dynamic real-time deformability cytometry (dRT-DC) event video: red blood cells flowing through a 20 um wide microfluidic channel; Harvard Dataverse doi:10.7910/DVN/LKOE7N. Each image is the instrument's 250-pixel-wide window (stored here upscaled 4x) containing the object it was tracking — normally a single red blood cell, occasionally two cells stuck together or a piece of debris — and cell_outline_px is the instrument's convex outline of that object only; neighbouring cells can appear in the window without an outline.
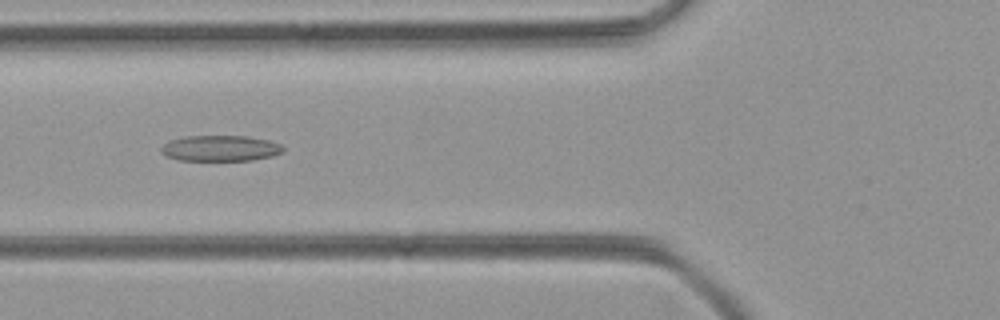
{"species": "common noctule bat (a hibernating species)", "species_latin": "Nyctalus noctula", "temperature_condition": "room temperature", "stored_images_in_passage": 40, "camera_frame_rate_fps": 3000, "um_per_image_px": 0.085, "animal": {"sex": "female", "body_mass_g": 21.9}, "frame": {"image": 1, "passage_image": 9, "time_ms": 2.667, "image_size_px": [1000, 320], "cell_outline_px": [[284, 152], [272, 156], [252, 160], [180, 160], [164, 156], [160, 152], [160, 148], [164, 144], [172, 140], [188, 136], [248, 136], [268, 140], [280, 144], [284, 148]], "centroid_in_image_um": [18.74, 12.61], "position_along_channel_um": 107.1, "area_um2": 18.32}}
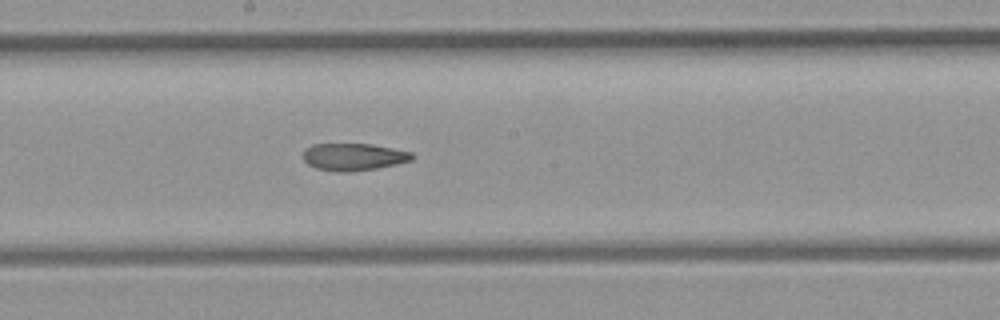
{"frame": {"image": 2, "passage_image": 17, "time_ms": 5.333, "image_size_px": [1000, 320], "cell_outline_px": [[416, 156], [412, 160], [396, 164], [376, 168], [352, 172], [336, 172], [316, 168], [308, 164], [304, 160], [304, 148], [312, 144], [372, 144], [412, 152]], "centroid_in_image_um": [30.06, 13.33], "position_along_channel_um": 218.1, "area_um2": 17.4}}
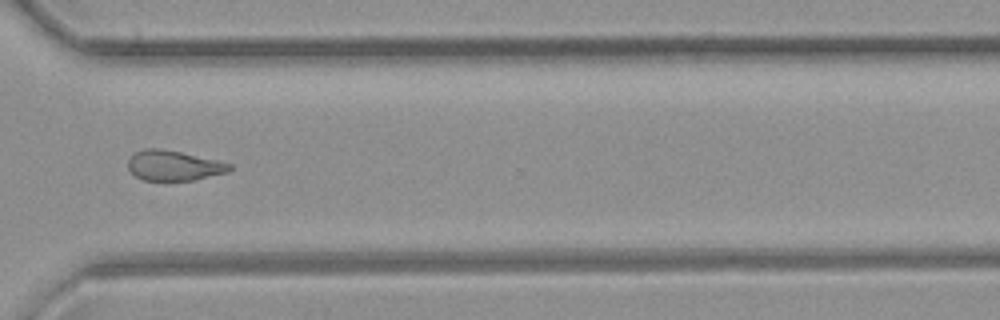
{"frame": {"image": 3, "passage_image": 27, "time_ms": 8.667, "image_size_px": [1000, 320], "cell_outline_px": [[232, 168], [228, 172], [196, 180], [144, 180], [136, 176], [128, 168], [128, 160], [136, 152], [144, 148], [160, 148], [180, 152], [216, 160], [232, 164]], "centroid_in_image_um": [14.78, 14.07], "position_along_channel_um": 355.8, "area_um2": 17.69}}